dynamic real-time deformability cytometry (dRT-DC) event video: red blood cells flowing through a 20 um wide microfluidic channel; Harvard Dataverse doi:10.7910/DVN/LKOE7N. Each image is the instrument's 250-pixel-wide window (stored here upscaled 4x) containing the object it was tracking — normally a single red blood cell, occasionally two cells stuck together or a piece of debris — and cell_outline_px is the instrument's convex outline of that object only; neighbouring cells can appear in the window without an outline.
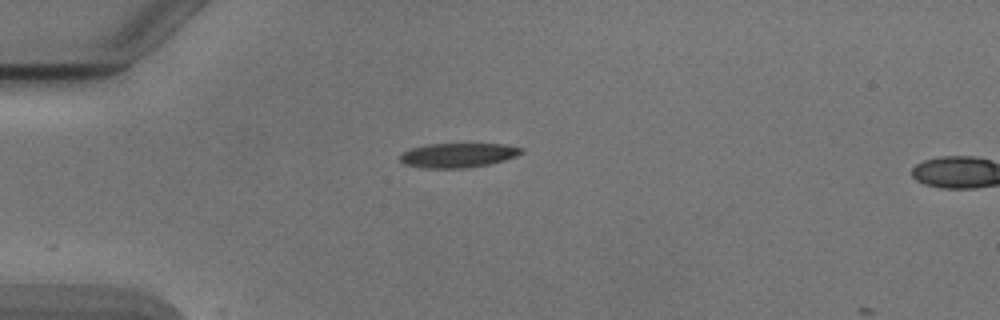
{"species": "Egyptian fruit bat (a non-hibernating species)", "species_latin": "Rousettus aegyptiacus", "temperature_condition": "cold", "stored_images_in_passage": 3, "camera_frame_rate_fps": 3000, "um_per_image_px": 0.085, "animal": {"sex": "male"}, "frame": {"image": 1, "passage_image": 1, "time_ms": 0.0, "image_size_px": [1000, 320], "cell_outline_px": [[524, 152], [516, 156], [504, 160], [488, 164], [468, 168], [420, 168], [404, 164], [400, 160], [400, 156], [404, 152], [412, 148], [428, 144], [504, 144], [524, 148]], "centroid_in_image_um": [38.95, 13.2], "position_along_channel_um": 46.1, "area_um2": 17.28}}